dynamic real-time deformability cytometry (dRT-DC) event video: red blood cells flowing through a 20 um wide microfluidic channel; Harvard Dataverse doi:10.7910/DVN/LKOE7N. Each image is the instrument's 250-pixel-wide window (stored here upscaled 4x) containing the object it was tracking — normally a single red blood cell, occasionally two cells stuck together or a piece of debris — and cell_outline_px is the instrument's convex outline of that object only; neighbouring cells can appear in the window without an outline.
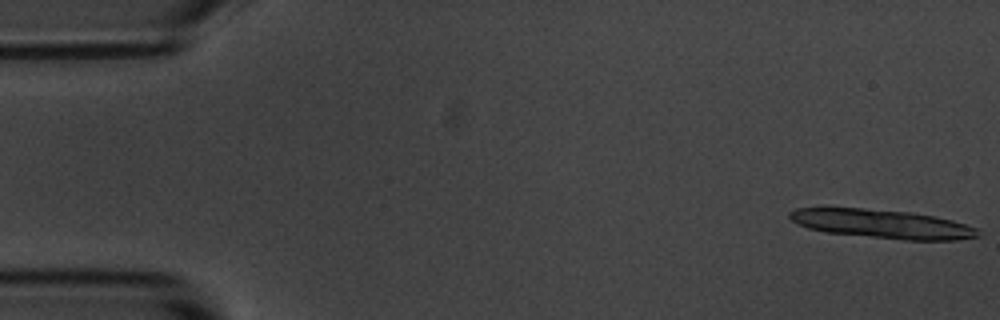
{"species": "common noctule bat (a hibernating species)", "species_latin": "Nyctalus noctula", "temperature_condition": "room temperature", "stored_images_in_passage": 5, "camera_frame_rate_fps": 3000, "um_per_image_px": 0.085, "animal": {"sex": "male", "body_mass_g": 20.1, "forearm_length_mm": 53.5}, "frame": {"image": 1, "passage_image": 1, "time_ms": 0.0, "image_size_px": [1000, 320], "cell_outline_px": [[980, 236], [956, 240], [904, 240], [828, 232], [808, 228], [792, 220], [788, 216], [788, 212], [796, 208], [864, 208], [912, 212], [936, 216], [952, 220], [976, 228], [980, 232]], "centroid_in_image_um": [75.02, 19.03], "position_along_channel_um": 10.0, "area_um2": 31.5}}